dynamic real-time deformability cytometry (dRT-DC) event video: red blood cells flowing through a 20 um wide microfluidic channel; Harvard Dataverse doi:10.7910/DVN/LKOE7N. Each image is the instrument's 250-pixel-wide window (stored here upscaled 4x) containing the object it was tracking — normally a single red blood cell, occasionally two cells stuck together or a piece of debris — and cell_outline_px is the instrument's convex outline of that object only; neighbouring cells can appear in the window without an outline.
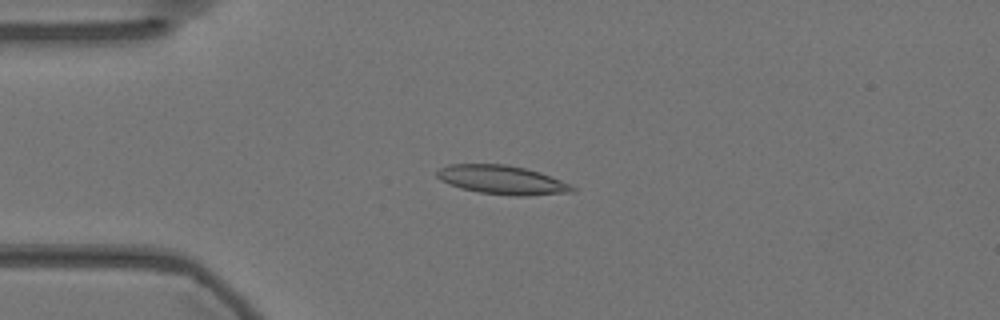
{"species": "Egyptian fruit bat (a non-hibernating species)", "species_latin": "Rousettus aegyptiacus", "temperature_condition": "warm", "stored_images_in_passage": 52, "camera_frame_rate_fps": 3000, "um_per_image_px": 0.085, "animal": {"sex": "female"}, "frame": {"image": 1, "passage_image": 9, "time_ms": 2.667, "image_size_px": [1000, 320], "cell_outline_px": [[576, 192], [528, 196], [512, 196], [480, 192], [460, 188], [448, 184], [440, 180], [436, 176], [436, 172], [440, 168], [448, 164], [504, 164], [524, 168], [540, 172], [560, 180], [576, 188]], "centroid_in_image_um": [42.67, 15.3], "position_along_channel_um": 42.3, "area_um2": 22.83}}
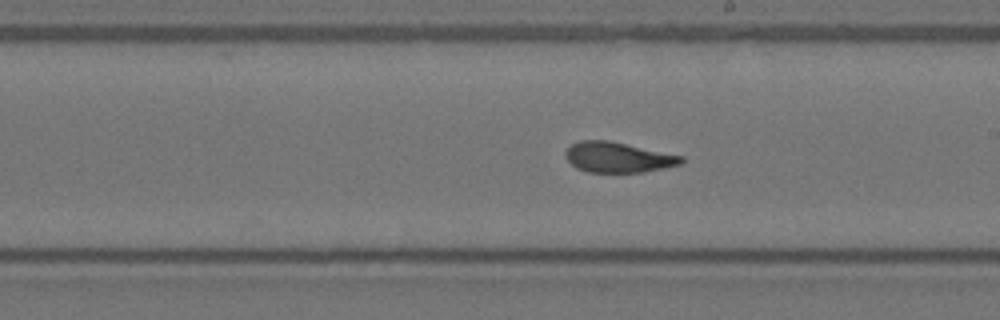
{"frame": {"image": 2, "passage_image": 27, "time_ms": 8.667, "image_size_px": [1000, 320], "cell_outline_px": [[684, 160], [680, 164], [664, 168], [644, 172], [588, 172], [576, 168], [564, 156], [564, 152], [572, 144], [580, 140], [608, 140], [684, 156]], "centroid_in_image_um": [52.52, 13.37], "position_along_channel_um": 236.5, "area_um2": 20.46}}
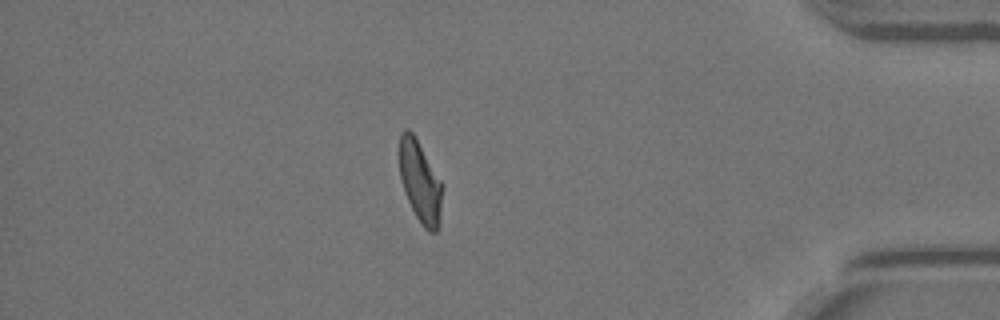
{"frame": {"image": 3, "passage_image": 44, "time_ms": 14.333, "image_size_px": [1000, 320], "cell_outline_px": [[444, 184], [440, 224], [436, 232], [428, 232], [424, 228], [416, 216], [404, 192], [400, 176], [400, 136], [404, 128], [408, 128], [416, 136]], "centroid_in_image_um": [35.76, 15.45], "position_along_channel_um": 399.4, "area_um2": 20.87}, "authors_computed_cell_mechanics": {"area_um2": 21.2704, "velocity_mm_per_s": 3.5834, "shape_relaxation_time_tau1_ms": 11.3075, "shape_relaxation_time_tau2_ms": 1.6754, "deformation_change_tau1": 0.2715, "deformation_change_tau2": 0.0816}}